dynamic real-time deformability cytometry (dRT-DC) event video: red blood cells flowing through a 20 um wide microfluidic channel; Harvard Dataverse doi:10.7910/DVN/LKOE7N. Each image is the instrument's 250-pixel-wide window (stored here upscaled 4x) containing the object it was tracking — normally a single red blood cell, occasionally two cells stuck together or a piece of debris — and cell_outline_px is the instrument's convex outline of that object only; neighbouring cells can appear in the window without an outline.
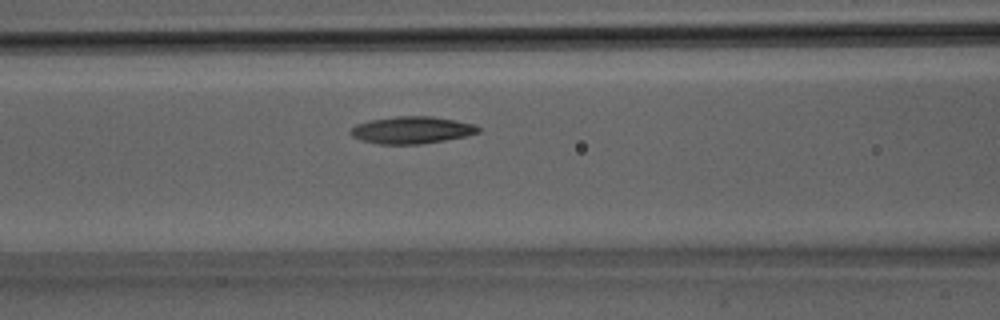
{"species": "Egyptian fruit bat (a non-hibernating species)", "species_latin": "Rousettus aegyptiacus", "temperature_condition": "room temperature", "stored_images_in_passage": 24, "camera_frame_rate_fps": 3000, "um_per_image_px": 0.085, "animal": {"sex": "male"}, "frame": {"image": 1, "passage_image": 6, "time_ms": 1.667, "image_size_px": [1000, 320], "cell_outline_px": [[480, 132], [468, 136], [420, 144], [380, 144], [364, 140], [352, 136], [348, 132], [356, 124], [368, 120], [396, 116], [432, 116], [456, 120], [472, 124], [480, 128]], "centroid_in_image_um": [35.0, 11.04], "position_along_channel_um": 131.6, "area_um2": 20.17}}
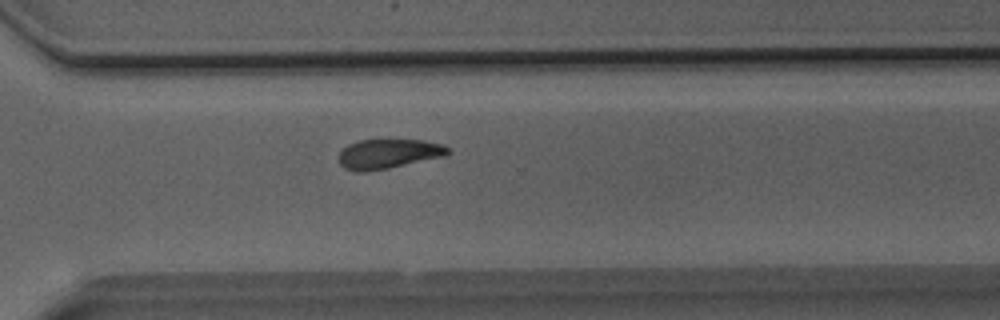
{"frame": {"image": 2, "passage_image": 16, "time_ms": 5.0, "image_size_px": [1000, 320], "cell_outline_px": [[452, 152], [444, 156], [388, 168], [364, 172], [356, 172], [344, 168], [340, 164], [340, 152], [348, 144], [360, 140], [424, 140], [444, 144]], "centroid_in_image_um": [33.03, 13.07], "position_along_channel_um": 337.6, "area_um2": 18.73}}
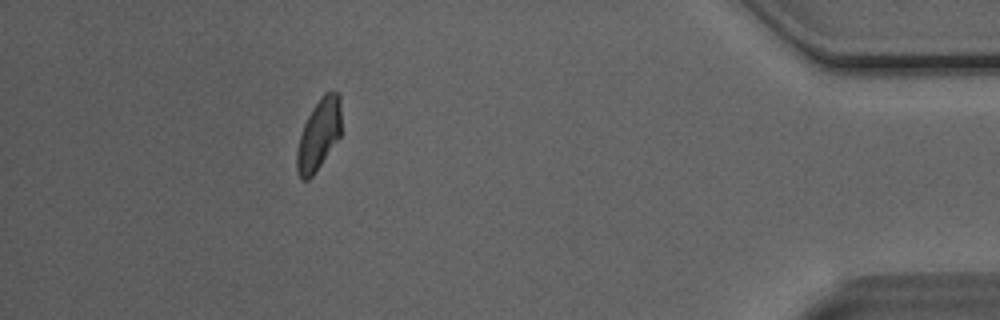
{"frame": {"image": 3, "passage_image": 22, "time_ms": 7.0, "image_size_px": [1000, 320], "cell_outline_px": [[340, 136], [312, 176], [308, 180], [300, 180], [296, 172], [296, 152], [300, 136], [304, 124], [312, 108], [320, 96], [324, 92], [336, 92], [340, 96]], "centroid_in_image_um": [27.07, 11.45], "position_along_channel_um": 408.1, "area_um2": 18.26}}